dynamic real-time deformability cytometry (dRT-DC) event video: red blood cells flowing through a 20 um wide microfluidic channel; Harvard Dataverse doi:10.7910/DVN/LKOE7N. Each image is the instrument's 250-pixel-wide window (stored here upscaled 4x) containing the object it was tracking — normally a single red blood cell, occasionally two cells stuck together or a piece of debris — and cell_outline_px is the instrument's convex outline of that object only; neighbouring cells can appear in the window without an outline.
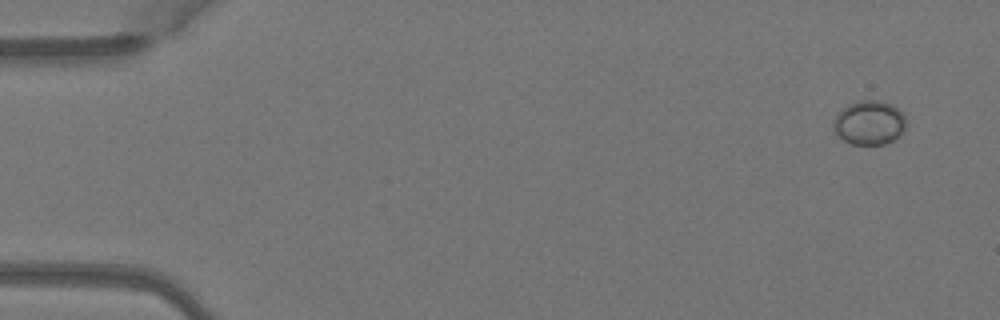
{"species": "Egyptian fruit bat (a non-hibernating species)", "species_latin": "Rousettus aegyptiacus", "temperature_condition": "warm", "stored_images_in_passage": 5, "camera_frame_rate_fps": 3000, "um_per_image_px": 0.085, "animal": {"sex": "female"}, "frame": {"image": 1, "passage_image": 1, "time_ms": 0.0, "image_size_px": [1000, 320], "cell_outline_px": [[904, 132], [892, 140], [884, 144], [852, 144], [844, 140], [836, 132], [836, 116], [848, 104], [860, 100], [884, 100], [892, 104], [904, 116]], "centroid_in_image_um": [73.93, 10.41], "position_along_channel_um": 11.1, "area_um2": 18.21}}
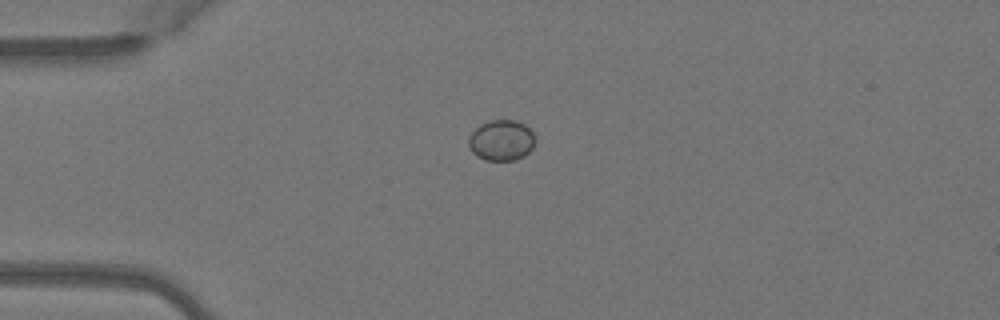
{"frame": {"image": 2, "passage_image": 4, "time_ms": 1.0, "image_size_px": [1000, 320], "cell_outline_px": [[536, 140], [532, 148], [524, 156], [516, 160], [484, 160], [476, 156], [472, 152], [468, 144], [468, 136], [480, 124], [488, 120], [516, 120], [524, 124], [536, 136]], "centroid_in_image_um": [42.61, 11.92], "position_along_channel_um": 42.4, "area_um2": 16.01}}